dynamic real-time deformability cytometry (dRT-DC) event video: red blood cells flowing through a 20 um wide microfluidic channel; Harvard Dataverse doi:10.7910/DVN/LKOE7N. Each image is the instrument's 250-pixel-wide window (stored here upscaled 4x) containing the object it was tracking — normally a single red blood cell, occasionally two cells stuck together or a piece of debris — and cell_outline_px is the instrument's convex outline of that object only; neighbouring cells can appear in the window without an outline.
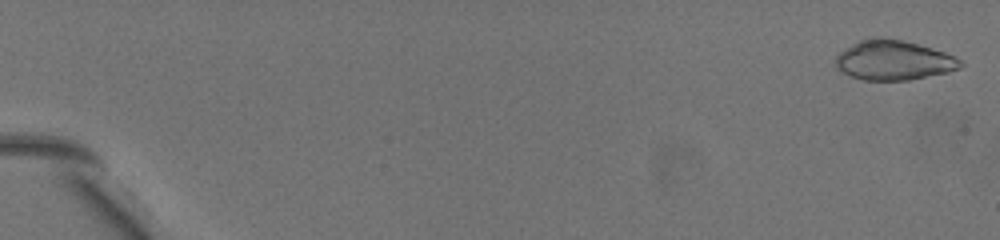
{"species": "common noctule bat (a hibernating species)", "species_latin": "Nyctalus noctula", "temperature_condition": "warm", "stored_images_in_passage": 52, "camera_frame_rate_fps": 3000, "um_per_image_px": 0.085, "animal": {"sex": "female", "body_mass_g": 19.5, "forearm_length_mm": 54.1}, "frame": {"image": 1, "passage_image": 2, "time_ms": 0.333, "image_size_px": [1000, 240], "cell_outline_px": [[964, 64], [960, 68], [948, 72], [908, 80], [864, 80], [852, 76], [836, 68], [836, 56], [840, 52], [852, 44], [860, 40], [876, 36], [880, 36], [900, 40], [916, 44], [944, 52], [960, 60]], "centroid_in_image_um": [75.94, 5.12], "position_along_channel_um": 9.1, "area_um2": 28.55}}
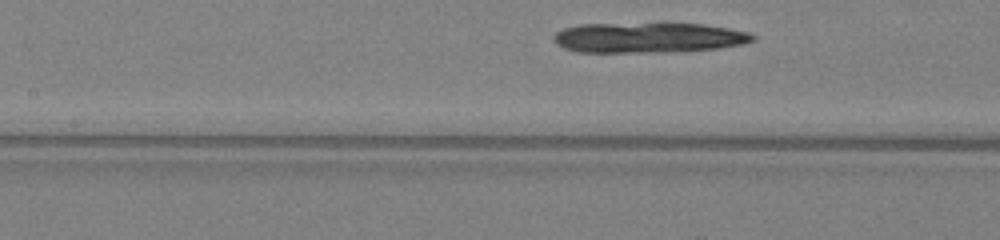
{"frame": {"image": 2, "passage_image": 32, "time_ms": 10.333, "image_size_px": [1000, 240], "cell_outline_px": [[756, 40], [744, 44], [720, 48], [664, 52], [576, 52], [564, 48], [556, 44], [552, 36], [556, 32], [564, 28], [580, 24], [664, 20], [704, 24], [748, 32], [756, 36]], "centroid_in_image_um": [55.11, 3.15], "position_along_channel_um": 152.3, "area_um2": 36.76}}
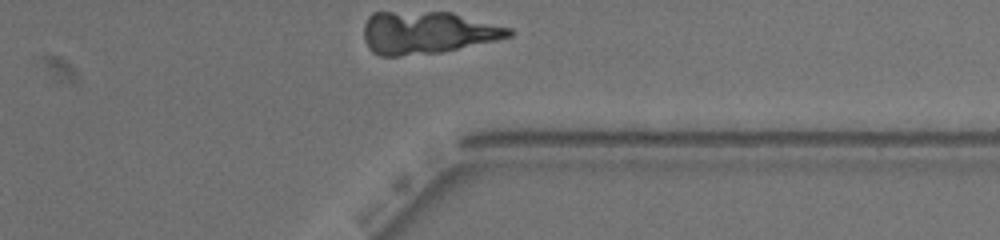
{"frame": {"image": 3, "passage_image": 52, "time_ms": 17.0, "image_size_px": [1000, 240], "cell_outline_px": [[516, 32], [512, 36], [440, 52], [400, 56], [380, 56], [372, 52], [368, 48], [364, 40], [364, 24], [368, 16], [372, 12], [452, 12], [512, 28]], "centroid_in_image_um": [36.3, 2.76], "position_along_channel_um": 375.1, "area_um2": 35.95}}